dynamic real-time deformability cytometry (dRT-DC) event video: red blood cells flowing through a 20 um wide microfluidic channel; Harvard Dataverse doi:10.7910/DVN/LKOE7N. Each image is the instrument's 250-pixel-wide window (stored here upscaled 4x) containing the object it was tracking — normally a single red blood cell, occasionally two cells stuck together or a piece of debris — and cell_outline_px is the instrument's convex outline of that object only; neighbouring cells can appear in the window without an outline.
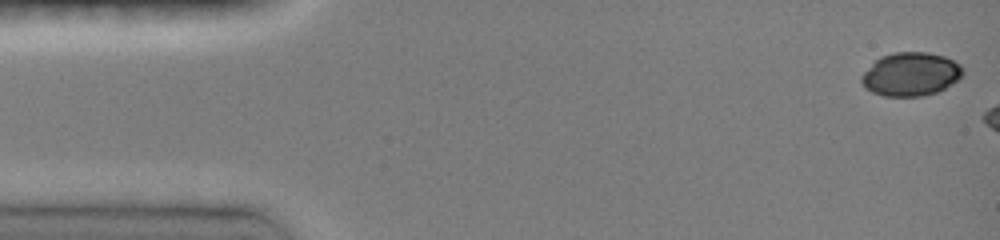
{"species": "common noctule bat (a hibernating species)", "species_latin": "Nyctalus noctula", "temperature_condition": "room temperature", "stored_images_in_passage": 5, "camera_frame_rate_fps": 3000, "um_per_image_px": 0.085, "animal": {"sex": "female", "body_mass_g": 19.0, "forearm_length_mm": 51.5}, "frame": {"image": 1, "passage_image": 1, "time_ms": 0.0, "image_size_px": [1000, 240], "cell_outline_px": [[964, 72], [956, 80], [944, 88], [936, 92], [924, 96], [884, 96], [872, 92], [864, 88], [860, 80], [860, 76], [880, 56], [896, 52], [928, 52], [944, 56], [960, 64], [964, 68]], "centroid_in_image_um": [77.39, 6.3], "position_along_channel_um": 7.6, "area_um2": 25.66}}